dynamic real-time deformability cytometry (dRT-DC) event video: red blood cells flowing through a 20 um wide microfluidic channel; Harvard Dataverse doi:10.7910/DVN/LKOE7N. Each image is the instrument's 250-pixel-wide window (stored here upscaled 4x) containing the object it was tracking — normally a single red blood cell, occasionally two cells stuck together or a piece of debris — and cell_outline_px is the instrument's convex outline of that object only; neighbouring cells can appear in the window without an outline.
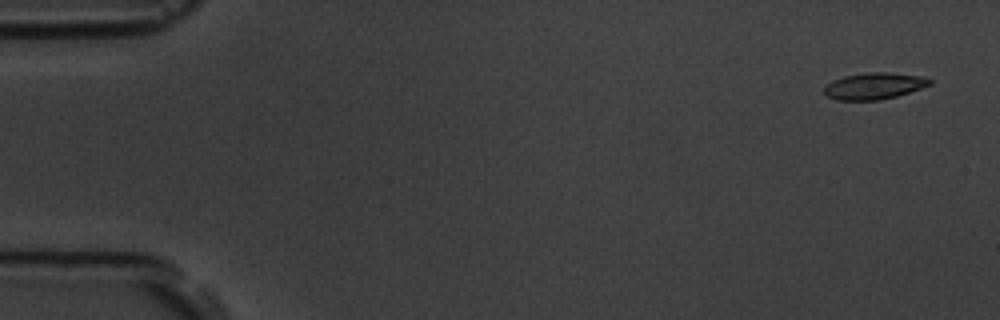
{"species": "common noctule bat (a hibernating species)", "species_latin": "Nyctalus noctula", "temperature_condition": "room temperature", "stored_images_in_passage": 5, "camera_frame_rate_fps": 3000, "um_per_image_px": 0.085, "animal": {"sex": "male", "body_mass_g": 19.5, "forearm_length_mm": 54.6}, "frame": {"image": 1, "passage_image": 1, "time_ms": 0.0, "image_size_px": [1000, 320], "cell_outline_px": [[932, 84], [896, 96], [880, 100], [836, 100], [828, 96], [824, 92], [824, 88], [832, 80], [844, 76], [868, 72], [888, 72], [920, 76], [932, 80]], "centroid_in_image_um": [74.28, 7.3], "position_along_channel_um": 10.7, "area_um2": 16.18}}
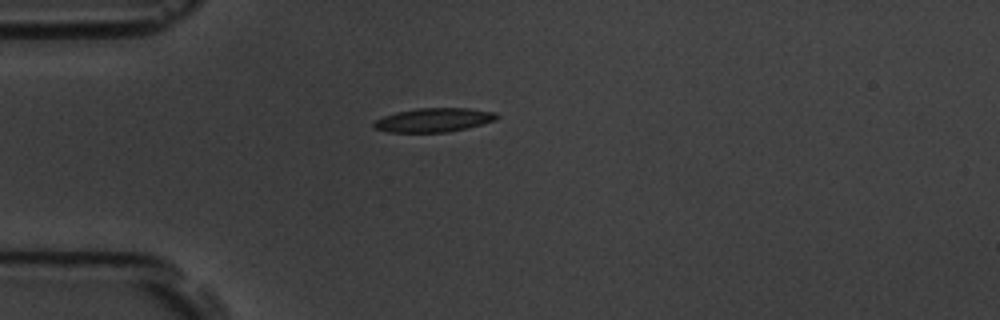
{"frame": {"image": 2, "passage_image": 5, "time_ms": 4.333, "image_size_px": [1000, 320], "cell_outline_px": [[500, 116], [496, 120], [448, 132], [388, 132], [376, 128], [372, 124], [376, 120], [384, 116], [396, 112], [420, 108], [468, 108], [496, 112]], "centroid_in_image_um": [36.89, 10.19], "position_along_channel_um": 48.1, "area_um2": 16.94}}